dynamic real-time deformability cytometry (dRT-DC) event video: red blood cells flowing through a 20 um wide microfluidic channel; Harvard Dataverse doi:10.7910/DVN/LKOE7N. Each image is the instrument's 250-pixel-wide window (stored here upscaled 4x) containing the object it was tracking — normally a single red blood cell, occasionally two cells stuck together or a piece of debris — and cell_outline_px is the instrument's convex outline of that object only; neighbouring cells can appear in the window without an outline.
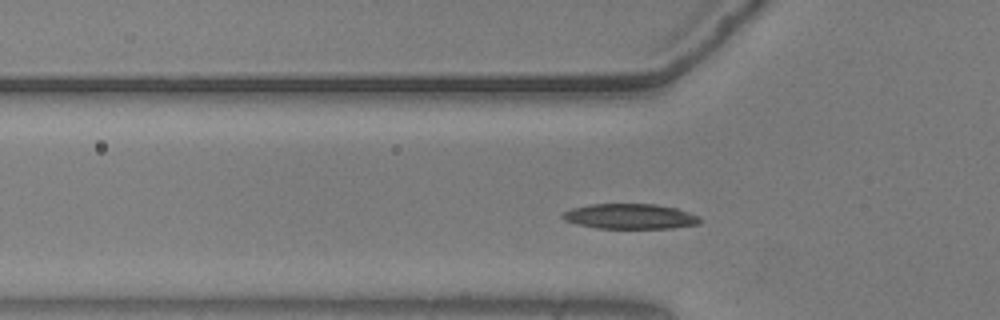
{"species": "common noctule bat (a hibernating species)", "species_latin": "Nyctalus noctula", "temperature_condition": "warm", "stored_images_in_passage": 42, "camera_frame_rate_fps": 3000, "um_per_image_px": 0.085, "animal": {"sex": "male", "body_mass_g": 20.5, "forearm_length_mm": 52.5}, "frame": {"image": 1, "passage_image": 3, "time_ms": 0.667, "image_size_px": [1000, 320], "cell_outline_px": [[704, 220], [696, 224], [672, 228], [596, 228], [576, 224], [564, 220], [560, 216], [564, 212], [572, 208], [592, 204], [656, 204], [676, 208], [700, 216]], "centroid_in_image_um": [53.56, 18.39], "position_along_channel_um": 72.2, "area_um2": 20.17}}
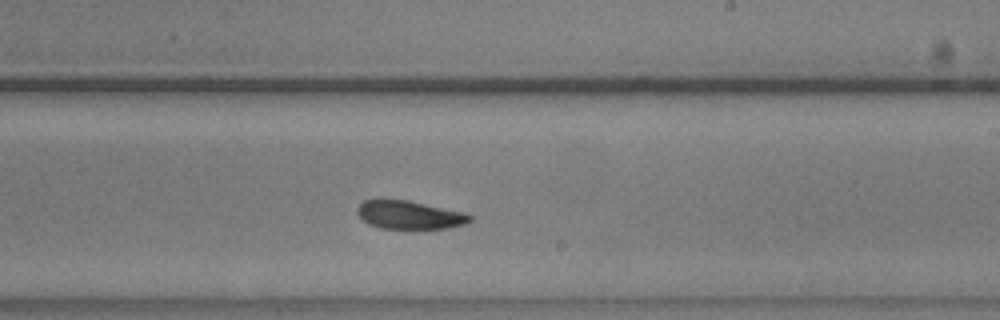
{"frame": {"image": 2, "passage_image": 18, "time_ms": 5.667, "image_size_px": [1000, 320], "cell_outline_px": [[472, 220], [464, 224], [448, 228], [380, 228], [368, 224], [356, 212], [356, 208], [364, 200], [380, 196], [408, 200], [464, 212], [472, 216]], "centroid_in_image_um": [34.73, 18.22], "position_along_channel_um": 254.3, "area_um2": 19.02}}
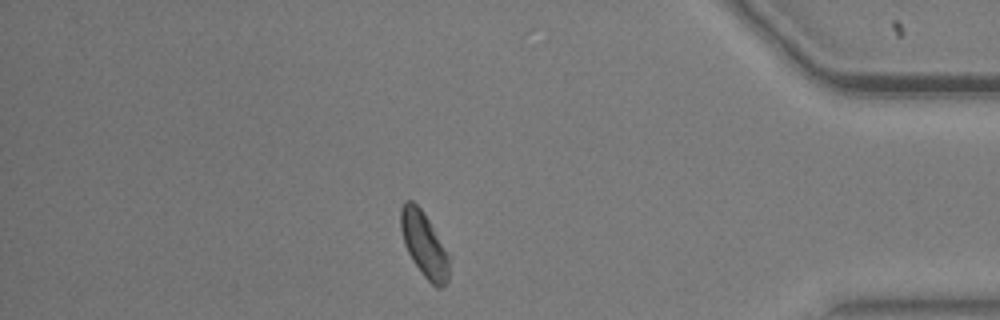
{"frame": {"image": 3, "passage_image": 33, "time_ms": 10.667, "image_size_px": [1000, 320], "cell_outline_px": [[448, 280], [444, 288], [436, 288], [420, 272], [412, 260], [404, 244], [400, 228], [400, 208], [404, 200], [412, 200], [424, 212], [448, 256]], "centroid_in_image_um": [36.01, 20.78], "position_along_channel_um": 399.2, "area_um2": 18.09}, "authors_computed_cell_mechanics": {"area_um2": 19.1607, "velocity_mm_per_s": 3.6249, "shape_relaxation_time_tau1_ms": 4.8797, "shape_relaxation_time_tau2_ms": 5.343, "deformation_change_tau1": 0.1396, "deformation_change_tau2": 0.1236}}